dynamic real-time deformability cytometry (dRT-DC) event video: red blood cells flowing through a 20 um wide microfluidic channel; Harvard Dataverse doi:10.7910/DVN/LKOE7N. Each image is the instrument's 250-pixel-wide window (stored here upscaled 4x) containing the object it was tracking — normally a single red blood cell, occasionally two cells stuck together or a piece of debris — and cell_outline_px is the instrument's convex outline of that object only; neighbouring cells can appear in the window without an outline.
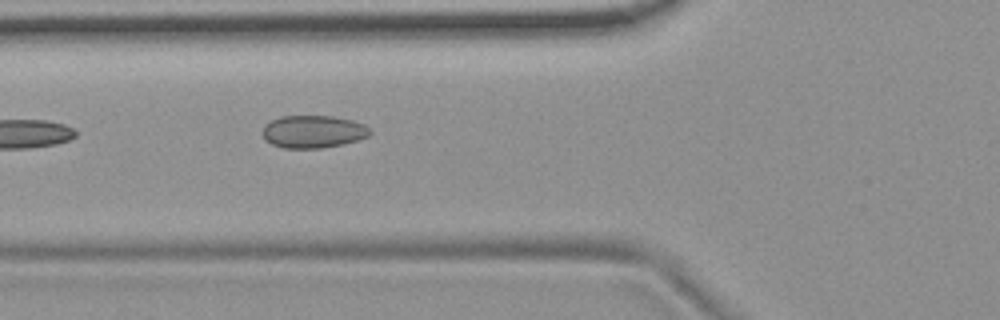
{"species": "common noctule bat (a hibernating species)", "species_latin": "Nyctalus noctula", "temperature_condition": "room temperature", "stored_images_in_passage": 7, "camera_frame_rate_fps": 3000, "um_per_image_px": 0.085, "animal": {"sex": "female", "body_mass_g": 19.9}, "frame": {"image": 1, "passage_image": 7, "time_ms": 7.667, "image_size_px": [1000, 320], "cell_outline_px": [[372, 132], [368, 136], [356, 140], [340, 144], [320, 148], [284, 148], [272, 144], [264, 140], [264, 124], [280, 116], [332, 116], [352, 120], [364, 124]], "centroid_in_image_um": [26.6, 11.18], "position_along_channel_um": 99.2, "area_um2": 20.23}}